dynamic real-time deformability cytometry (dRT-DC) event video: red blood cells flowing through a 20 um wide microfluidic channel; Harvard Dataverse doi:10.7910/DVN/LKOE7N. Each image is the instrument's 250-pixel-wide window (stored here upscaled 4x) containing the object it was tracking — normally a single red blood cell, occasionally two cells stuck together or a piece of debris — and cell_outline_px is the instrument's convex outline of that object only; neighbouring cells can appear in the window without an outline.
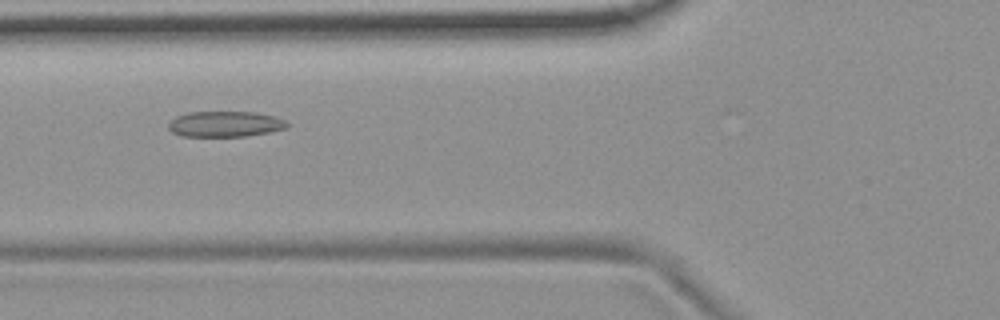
{"species": "common noctule bat (a hibernating species)", "species_latin": "Nyctalus noctula", "temperature_condition": "room temperature", "stored_images_in_passage": 8, "camera_frame_rate_fps": 3000, "um_per_image_px": 0.085, "animal": {"sex": "female", "body_mass_g": 19.9}, "frame": {"image": 1, "passage_image": 6, "time_ms": 6.0, "image_size_px": [1000, 320], "cell_outline_px": [[288, 128], [268, 132], [244, 136], [180, 136], [172, 132], [168, 128], [168, 124], [176, 116], [188, 112], [256, 112], [276, 116], [284, 120], [288, 124]], "centroid_in_image_um": [19.13, 10.54], "position_along_channel_um": 106.7, "area_um2": 17.74}}
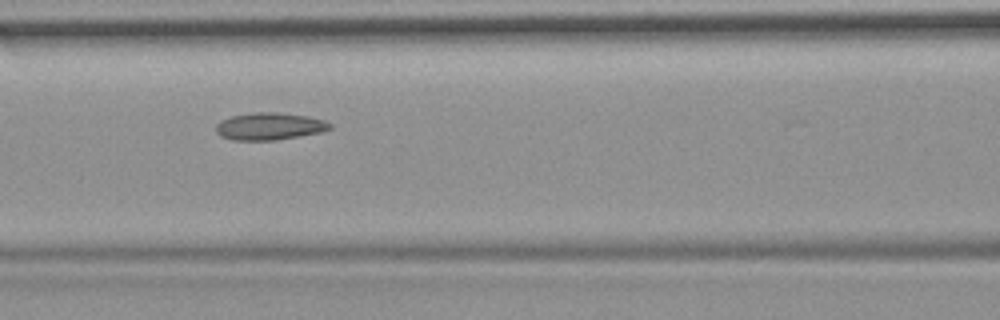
{"frame": {"image": 2, "passage_image": 7, "time_ms": 7.0, "image_size_px": [1000, 320], "cell_outline_px": [[332, 128], [320, 132], [300, 136], [276, 140], [232, 140], [220, 136], [216, 132], [216, 124], [220, 120], [232, 116], [252, 112], [276, 112], [308, 116], [324, 120], [332, 124]], "centroid_in_image_um": [22.89, 10.73], "position_along_channel_um": 143.7, "area_um2": 18.21}}